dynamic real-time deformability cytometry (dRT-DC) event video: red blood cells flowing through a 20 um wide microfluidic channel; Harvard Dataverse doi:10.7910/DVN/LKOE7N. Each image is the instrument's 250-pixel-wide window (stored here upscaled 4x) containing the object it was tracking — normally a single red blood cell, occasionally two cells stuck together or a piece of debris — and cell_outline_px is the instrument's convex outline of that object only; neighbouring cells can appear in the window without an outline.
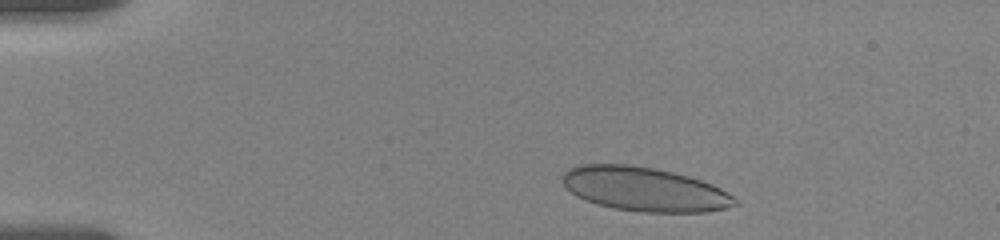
{"species": "human", "species_latin": "Homo sapiens", "temperature_condition": "room temperature", "stored_images_in_passage": 21, "camera_frame_rate_fps": 3000, "um_per_image_px": 0.085, "donor": {"sex": "female"}, "frame": {"image": 1, "passage_image": 2, "time_ms": 0.667, "image_size_px": [1000, 240], "cell_outline_px": [[740, 204], [724, 208], [704, 212], [644, 212], [612, 208], [596, 204], [584, 200], [576, 196], [564, 184], [560, 176], [568, 168], [580, 164], [628, 164], [656, 168], [688, 176], [712, 184], [720, 188], [732, 196]], "centroid_in_image_um": [54.74, 16.07], "position_along_channel_um": 30.3, "area_um2": 44.33}}
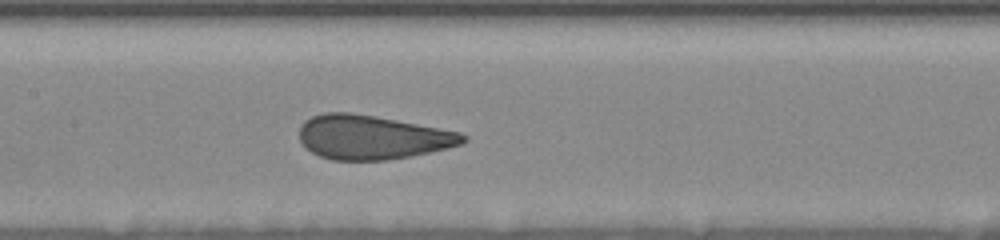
{"frame": {"image": 2, "passage_image": 12, "time_ms": 6.667, "image_size_px": [1000, 240], "cell_outline_px": [[468, 140], [460, 144], [448, 148], [412, 156], [384, 160], [332, 160], [320, 156], [304, 148], [300, 140], [300, 124], [304, 120], [312, 116], [324, 112], [352, 112], [396, 120], [460, 132], [468, 136]], "centroid_in_image_um": [31.61, 11.66], "position_along_channel_um": 175.8, "area_um2": 42.14}}
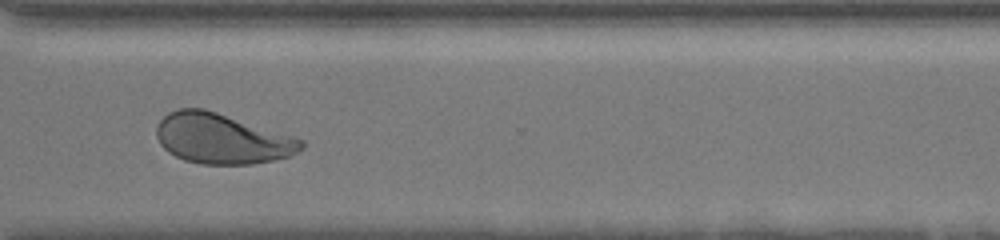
{"frame": {"image": 3, "passage_image": 19, "time_ms": 11.667, "image_size_px": [1000, 240], "cell_outline_px": [[304, 148], [288, 156], [272, 160], [252, 164], [200, 164], [184, 160], [168, 152], [160, 144], [156, 136], [156, 128], [160, 120], [168, 112], [180, 108], [204, 108], [304, 140]], "centroid_in_image_um": [18.82, 11.79], "position_along_channel_um": 351.8, "area_um2": 42.08}, "authors_computed_cell_mechanics": {"area_um2": 42.9454, "velocity_mm_per_s": 3.5319, "shape_relaxation_time_tau1_ms": 5.2714, "shape_relaxation_time_tau2_ms": null, "deformation_change_tau1": 0.1551, "deformation_change_tau2": null}}